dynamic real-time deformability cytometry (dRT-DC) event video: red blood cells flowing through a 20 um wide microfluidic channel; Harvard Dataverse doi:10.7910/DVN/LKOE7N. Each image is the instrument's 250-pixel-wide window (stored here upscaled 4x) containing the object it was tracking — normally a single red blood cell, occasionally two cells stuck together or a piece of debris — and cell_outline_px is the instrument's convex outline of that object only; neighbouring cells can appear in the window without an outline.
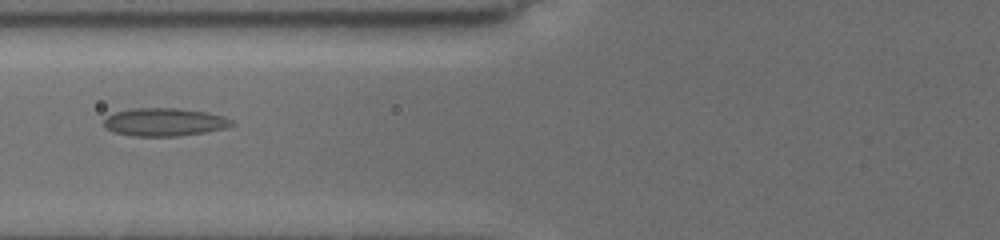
{"species": "common noctule bat (a hibernating species)", "species_latin": "Nyctalus noctula", "temperature_condition": "cold", "stored_images_in_passage": 5, "camera_frame_rate_fps": 3000, "um_per_image_px": 0.085, "animal": {"sex": "female", "body_mass_g": 19.5, "forearm_length_mm": 54.1}, "frame": {"image": 1, "passage_image": 2, "time_ms": 1.0, "image_size_px": [1000, 240], "cell_outline_px": [[236, 124], [224, 128], [204, 132], [180, 136], [132, 136], [112, 132], [104, 128], [104, 120], [108, 116], [116, 112], [132, 108], [176, 108], [208, 112], [224, 116], [232, 120]], "centroid_in_image_um": [13.97, 10.38], "position_along_channel_um": 111.8, "area_um2": 20.98}}
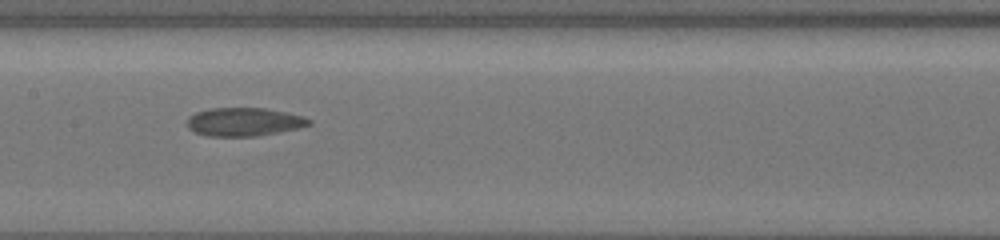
{"frame": {"image": 2, "passage_image": 4, "time_ms": 3.0, "image_size_px": [1000, 240], "cell_outline_px": [[312, 124], [296, 128], [256, 136], [208, 136], [196, 132], [188, 128], [188, 116], [196, 112], [212, 108], [264, 108], [288, 112], [304, 116], [312, 120]], "centroid_in_image_um": [20.75, 10.35], "position_along_channel_um": 186.6, "area_um2": 20.06}}
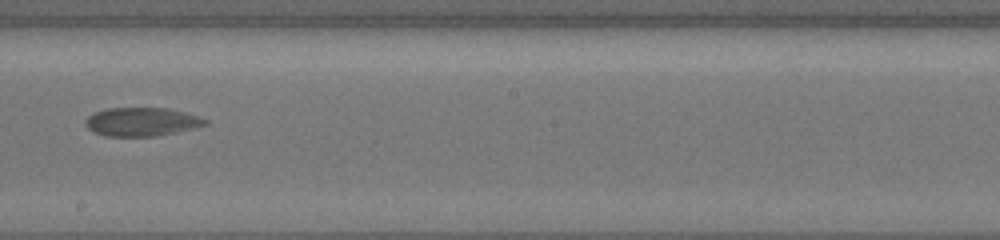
{"frame": {"image": 3, "passage_image": 5, "time_ms": 4.333, "image_size_px": [1000, 240], "cell_outline_px": [[208, 124], [156, 136], [104, 136], [92, 132], [84, 124], [84, 120], [88, 116], [96, 112], [108, 108], [168, 108], [184, 112], [208, 120]], "centroid_in_image_um": [11.98, 10.35], "position_along_channel_um": 236.2, "area_um2": 19.77}}